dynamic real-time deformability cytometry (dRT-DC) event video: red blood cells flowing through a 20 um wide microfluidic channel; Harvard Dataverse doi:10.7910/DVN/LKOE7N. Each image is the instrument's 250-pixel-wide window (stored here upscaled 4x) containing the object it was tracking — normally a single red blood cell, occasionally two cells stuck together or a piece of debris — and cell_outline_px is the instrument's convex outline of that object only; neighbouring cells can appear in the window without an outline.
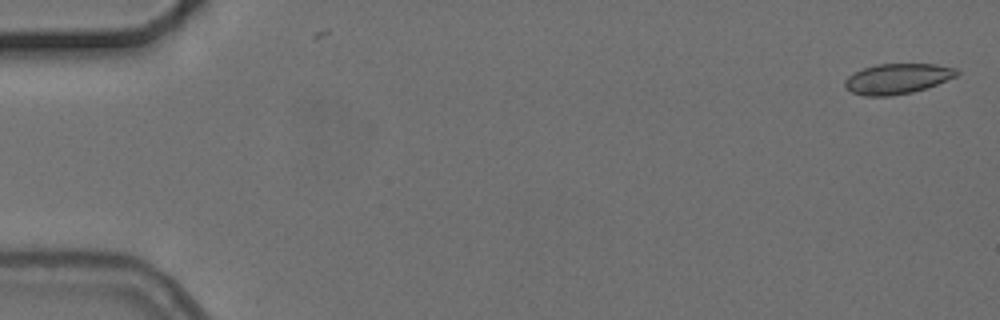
{"species": "common noctule bat (a hibernating species)", "species_latin": "Nyctalus noctula", "temperature_condition": "cold", "stored_images_in_passage": 5, "camera_frame_rate_fps": 3000, "um_per_image_px": 0.085, "animal": {"sex": "female", "body_mass_g": 24.6, "forearm_length_mm": 56.2}, "frame": {"image": 1, "passage_image": 1, "time_ms": 0.0, "image_size_px": [1000, 320], "cell_outline_px": [[960, 72], [956, 76], [928, 88], [912, 92], [892, 96], [864, 96], [852, 92], [844, 88], [844, 80], [848, 76], [864, 68], [876, 64], [936, 64], [956, 68]], "centroid_in_image_um": [76.27, 6.7], "position_along_channel_um": 8.7, "area_um2": 19.88}}
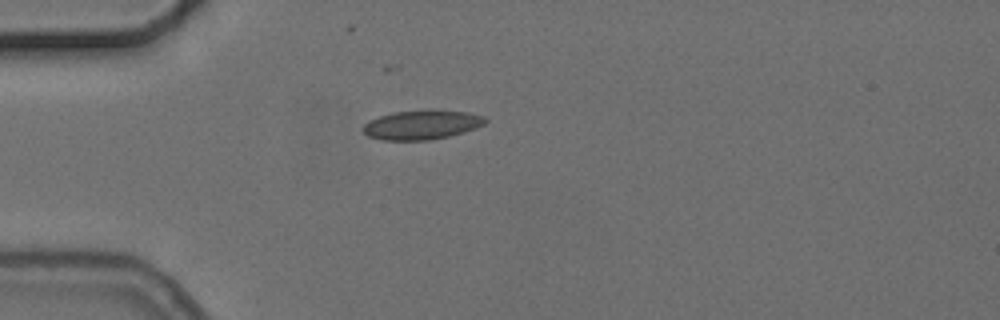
{"frame": {"image": 2, "passage_image": 4, "time_ms": 4.667, "image_size_px": [1000, 320], "cell_outline_px": [[488, 120], [484, 124], [476, 128], [464, 132], [448, 136], [428, 140], [380, 140], [368, 136], [364, 132], [364, 124], [380, 116], [392, 112], [428, 108], [468, 112], [484, 116]], "centroid_in_image_um": [35.89, 10.58], "position_along_channel_um": 49.1, "area_um2": 21.15}}